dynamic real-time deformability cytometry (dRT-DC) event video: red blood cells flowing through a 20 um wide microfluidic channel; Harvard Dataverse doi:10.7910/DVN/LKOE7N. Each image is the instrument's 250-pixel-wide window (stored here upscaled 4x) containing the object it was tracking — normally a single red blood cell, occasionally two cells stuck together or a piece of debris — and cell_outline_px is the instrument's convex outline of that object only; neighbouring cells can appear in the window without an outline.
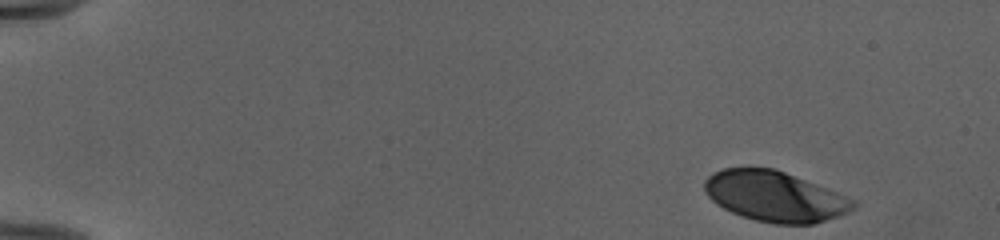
{"species": "human", "species_latin": "Homo sapiens", "temperature_condition": "cold", "stored_images_in_passage": 48, "camera_frame_rate_fps": 3000, "um_per_image_px": 0.085, "donor": {"sex": "female"}, "frame": {"image": 1, "passage_image": 1, "time_ms": 0.0, "image_size_px": [1000, 240], "cell_outline_px": [[856, 208], [848, 212], [812, 224], [776, 224], [756, 220], [740, 216], [716, 204], [704, 192], [704, 180], [712, 172], [724, 168], [776, 168], [856, 200]], "centroid_in_image_um": [65.83, 16.69], "position_along_channel_um": 19.2, "area_um2": 43.58}}
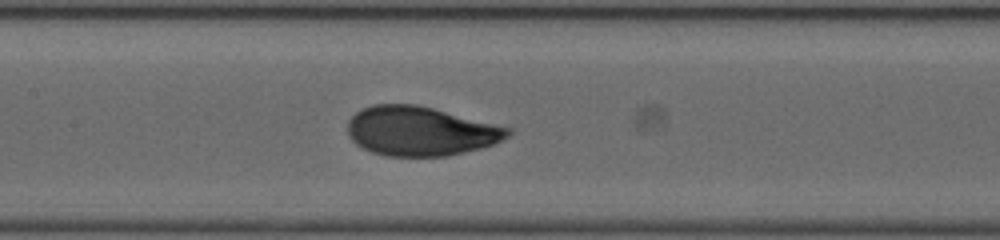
{"frame": {"image": 2, "passage_image": 23, "time_ms": 7.333, "image_size_px": [1000, 240], "cell_outline_px": [[512, 132], [508, 136], [492, 144], [480, 148], [448, 156], [388, 156], [372, 152], [356, 144], [348, 136], [348, 120], [360, 108], [372, 104], [416, 104], [512, 128]], "centroid_in_image_um": [35.7, 11.14], "position_along_channel_um": 171.7, "area_um2": 45.89}}
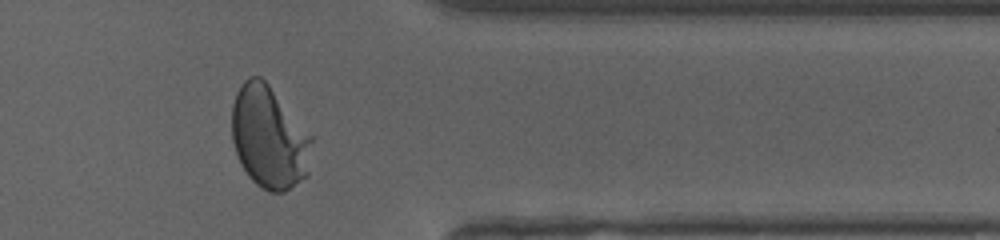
{"frame": {"image": 3, "passage_image": 40, "time_ms": 13.0, "image_size_px": [1000, 240], "cell_outline_px": [[312, 140], [308, 176], [284, 192], [268, 192], [256, 184], [248, 176], [236, 152], [232, 140], [232, 104], [236, 92], [244, 80], [248, 76], [260, 76], [268, 84], [312, 136]], "centroid_in_image_um": [22.87, 11.69], "position_along_channel_um": 388.5, "area_um2": 47.57}, "authors_computed_cell_mechanics": {"area_um2": 45.8065, "velocity_mm_per_s": 3.9688, "shape_relaxation_time_tau1_ms": 3.3937, "shape_relaxation_time_tau2_ms": null, "deformation_change_tau1": 0.1784, "deformation_change_tau2": null}}